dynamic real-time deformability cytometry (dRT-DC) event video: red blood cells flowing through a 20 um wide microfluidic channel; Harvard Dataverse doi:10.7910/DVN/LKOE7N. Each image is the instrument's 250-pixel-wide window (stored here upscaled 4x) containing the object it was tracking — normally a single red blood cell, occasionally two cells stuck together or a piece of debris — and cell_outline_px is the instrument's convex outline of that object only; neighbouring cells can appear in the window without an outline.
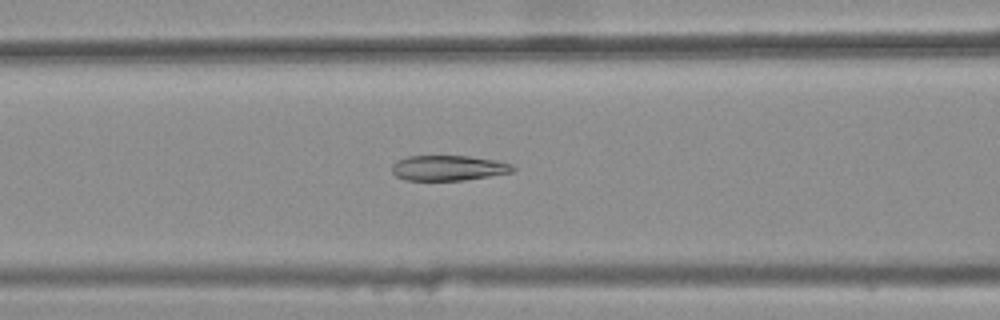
{"species": "common noctule bat (a hibernating species)", "species_latin": "Nyctalus noctula", "temperature_condition": "warm", "stored_images_in_passage": 38, "camera_frame_rate_fps": 3000, "um_per_image_px": 0.085, "animal": {"sex": "female", "body_mass_g": 25.1}, "frame": {"image": 1, "passage_image": 14, "time_ms": 4.333, "image_size_px": [1000, 320], "cell_outline_px": [[516, 168], [512, 172], [464, 180], [404, 180], [396, 176], [392, 172], [392, 164], [396, 160], [408, 156], [468, 156], [496, 160], [512, 164]], "centroid_in_image_um": [38.09, 14.27], "position_along_channel_um": 128.5, "area_um2": 17.8}}
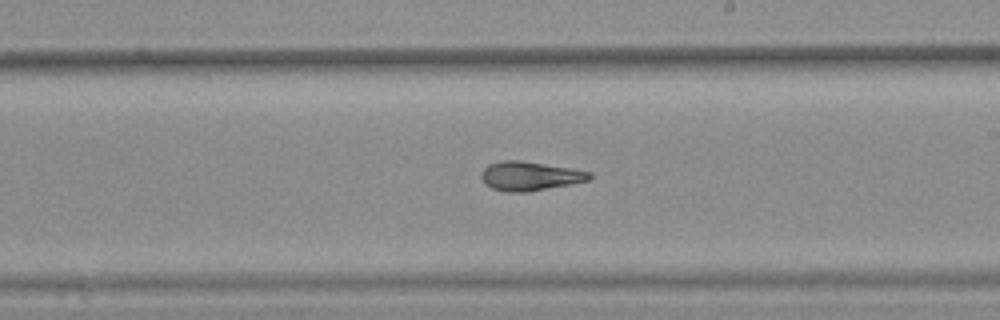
{"frame": {"image": 2, "passage_image": 23, "time_ms": 7.333, "image_size_px": [1000, 320], "cell_outline_px": [[592, 176], [588, 180], [568, 184], [524, 192], [508, 192], [492, 188], [484, 184], [480, 176], [480, 172], [488, 164], [500, 160], [520, 160], [572, 168], [592, 172]], "centroid_in_image_um": [44.98, 14.94], "position_along_channel_um": 244.0, "area_um2": 18.26}}
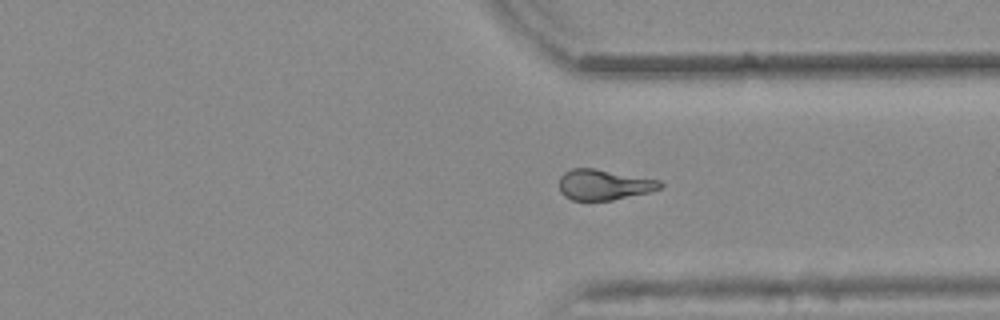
{"frame": {"image": 3, "passage_image": 32, "time_ms": 10.333, "image_size_px": [1000, 320], "cell_outline_px": [[664, 184], [660, 188], [648, 192], [612, 200], [572, 200], [564, 196], [560, 192], [560, 176], [564, 172], [572, 168], [592, 168], [660, 180]], "centroid_in_image_um": [51.31, 15.7], "position_along_channel_um": 360.1, "area_um2": 17.8}, "authors_computed_cell_mechanics": {"area_um2": 18.5249, "velocity_mm_per_s": 3.8619, "shape_relaxation_time_tau1_ms": null, "shape_relaxation_time_tau2_ms": 3.5622, "deformation_change_tau1": null, "deformation_change_tau2": 0.0979}}